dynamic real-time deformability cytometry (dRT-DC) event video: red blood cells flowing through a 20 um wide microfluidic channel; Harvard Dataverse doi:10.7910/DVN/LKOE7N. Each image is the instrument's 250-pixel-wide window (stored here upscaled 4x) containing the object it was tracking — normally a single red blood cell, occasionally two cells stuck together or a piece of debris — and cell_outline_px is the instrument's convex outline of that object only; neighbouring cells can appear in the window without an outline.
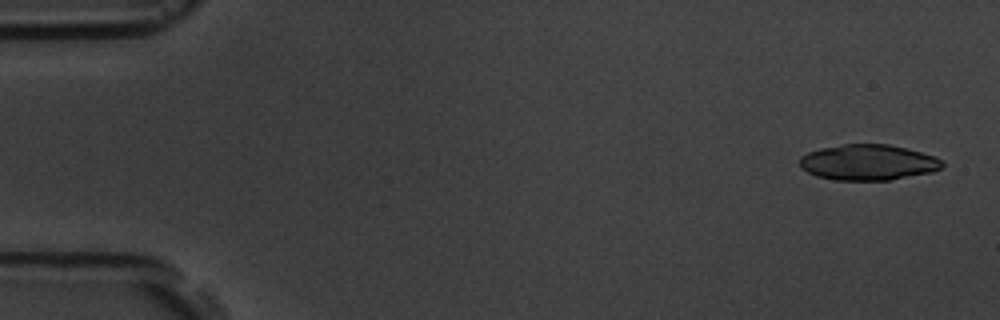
{"species": "common noctule bat (a hibernating species)", "species_latin": "Nyctalus noctula", "temperature_condition": "room temperature", "stored_images_in_passage": 2, "segment_of_instrument_passage": [2, 2], "camera_frame_rate_fps": 3000, "um_per_image_px": 0.085, "animal": {"sex": "male", "body_mass_g": 19.5, "forearm_length_mm": 54.6}, "frame": {"image": 1, "passage_image": 2, "time_ms": 1.333, "image_size_px": [1000, 320], "cell_outline_px": [[944, 164], [940, 168], [932, 172], [888, 180], [832, 180], [816, 176], [800, 168], [800, 156], [808, 152], [820, 148], [844, 144], [888, 144], [936, 156]], "centroid_in_image_um": [73.75, 13.8], "position_along_channel_um": 11.3, "area_um2": 29.59}}